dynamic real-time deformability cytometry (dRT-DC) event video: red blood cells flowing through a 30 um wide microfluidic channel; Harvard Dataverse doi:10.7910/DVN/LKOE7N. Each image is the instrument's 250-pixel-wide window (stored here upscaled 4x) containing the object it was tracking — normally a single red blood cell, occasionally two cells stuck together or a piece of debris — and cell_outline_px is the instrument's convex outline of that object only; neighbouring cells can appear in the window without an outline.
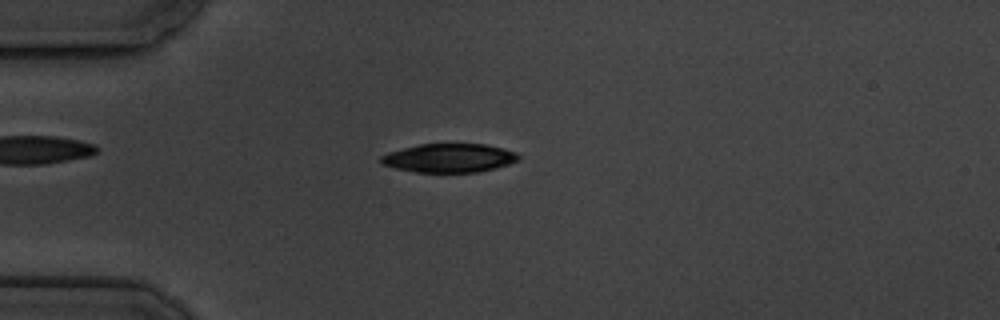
{"species": "common noctule bat (a hibernating species)", "species_latin": "Nyctalus noctula", "temperature_condition": "cold", "stored_images_in_passage": 5, "camera_frame_rate_fps": 3000, "um_per_image_px": 0.085, "animal": {"sex": "male", "body_mass_g": 19.5, "forearm_length_mm": 54.6}, "frame": {"image": 1, "passage_image": 4, "time_ms": 3.333, "image_size_px": [1000, 320], "cell_outline_px": [[520, 160], [496, 168], [476, 172], [416, 172], [396, 168], [380, 164], [380, 156], [388, 152], [420, 144], [484, 144], [516, 152], [520, 156]], "centroid_in_image_um": [38.17, 13.43], "position_along_channel_um": 46.8, "area_um2": 22.95}}